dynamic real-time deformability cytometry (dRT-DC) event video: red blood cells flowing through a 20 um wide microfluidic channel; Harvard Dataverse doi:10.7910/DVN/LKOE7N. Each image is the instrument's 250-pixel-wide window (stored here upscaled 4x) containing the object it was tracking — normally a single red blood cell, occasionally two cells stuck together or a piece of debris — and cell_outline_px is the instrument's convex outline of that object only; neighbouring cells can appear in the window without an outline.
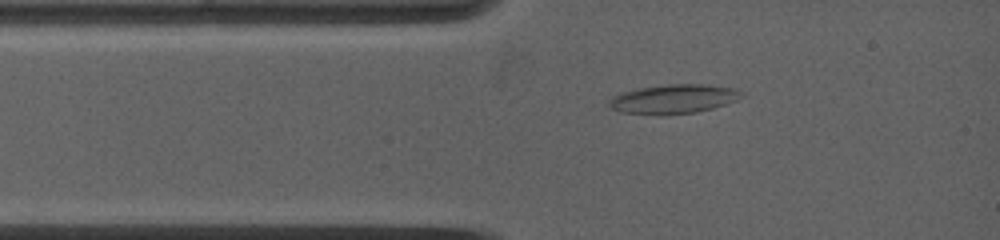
{"species": "common noctule bat (a hibernating species)", "species_latin": "Nyctalus noctula", "temperature_condition": "warm", "stored_images_in_passage": 8, "camera_frame_rate_fps": 5000, "um_per_image_px": 0.085, "animal": {"sex": "female", "body_mass_g": 19.0, "forearm_length_mm": 53.3}, "frame": {"image": 1, "passage_image": 3, "time_ms": 0.8, "image_size_px": [1000, 240], "cell_outline_px": [[744, 92], [736, 100], [712, 108], [692, 112], [664, 116], [660, 116], [620, 112], [612, 108], [608, 104], [612, 96], [624, 92], [640, 88], [668, 84], [704, 84], [736, 88]], "centroid_in_image_um": [57.23, 8.42], "position_along_channel_um": 27.8, "area_um2": 22.48}}
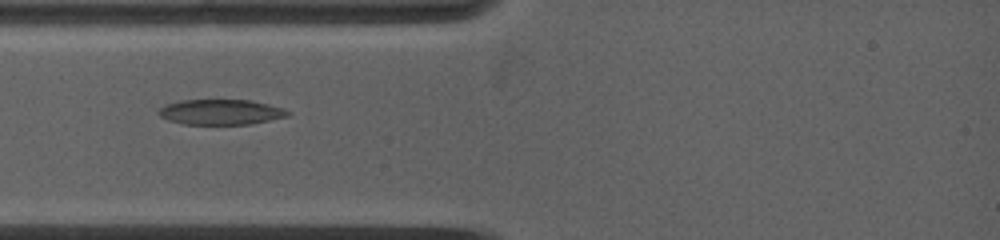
{"frame": {"image": 2, "passage_image": 6, "time_ms": 2.0, "image_size_px": [1000, 240], "cell_outline_px": [[292, 112], [288, 116], [252, 124], [184, 124], [168, 120], [160, 116], [156, 112], [164, 104], [180, 100], [252, 100], [284, 108]], "centroid_in_image_um": [18.77, 9.52], "position_along_channel_um": 66.2, "area_um2": 19.19}}
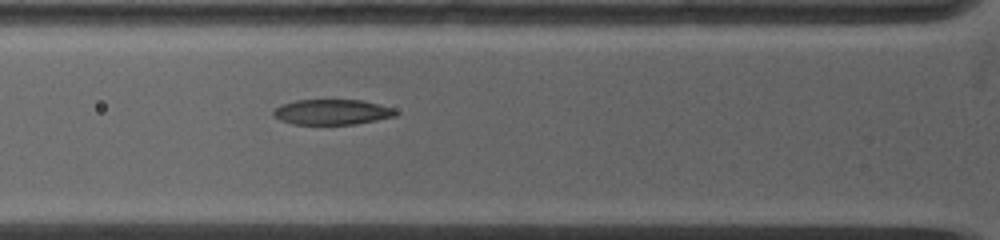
{"frame": {"image": 3, "passage_image": 8, "time_ms": 2.8, "image_size_px": [1000, 240], "cell_outline_px": [[400, 112], [396, 116], [356, 124], [292, 124], [280, 120], [272, 116], [272, 112], [280, 104], [296, 100], [364, 100], [392, 108]], "centroid_in_image_um": [28.21, 9.52], "position_along_channel_um": 97.6, "area_um2": 18.15}}